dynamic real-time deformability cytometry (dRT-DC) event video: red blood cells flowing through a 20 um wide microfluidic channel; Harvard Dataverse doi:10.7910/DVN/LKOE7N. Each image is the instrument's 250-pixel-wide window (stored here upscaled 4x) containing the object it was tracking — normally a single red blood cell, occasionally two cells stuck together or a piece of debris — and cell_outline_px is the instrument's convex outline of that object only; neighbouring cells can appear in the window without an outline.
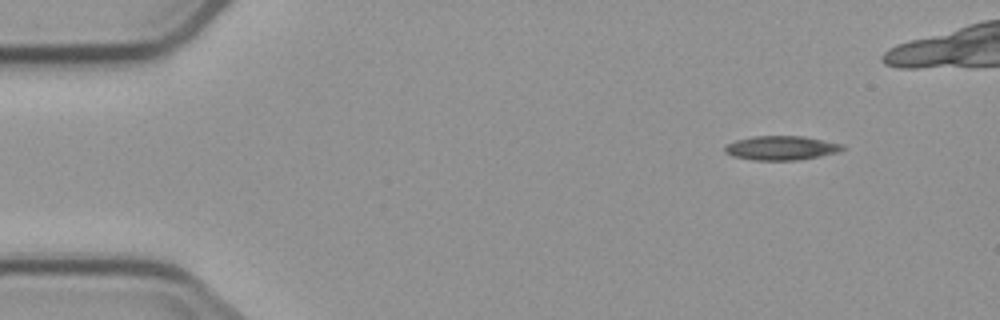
{"species": "common noctule bat (a hibernating species)", "species_latin": "Nyctalus noctula", "temperature_condition": "cold", "stored_images_in_passage": 4, "camera_frame_rate_fps": 3000, "um_per_image_px": 0.085, "animal": {"sex": "male", "body_mass_g": 23.1, "forearm_length_mm": 52.7}, "frame": {"image": 1, "passage_image": 1, "time_ms": 0.0, "image_size_px": [1000, 320], "cell_outline_px": [[844, 148], [836, 152], [820, 156], [796, 160], [752, 160], [732, 156], [724, 152], [724, 148], [728, 144], [736, 140], [756, 136], [804, 136], [844, 144]], "centroid_in_image_um": [66.39, 12.57], "position_along_channel_um": 18.6, "area_um2": 16.47}}